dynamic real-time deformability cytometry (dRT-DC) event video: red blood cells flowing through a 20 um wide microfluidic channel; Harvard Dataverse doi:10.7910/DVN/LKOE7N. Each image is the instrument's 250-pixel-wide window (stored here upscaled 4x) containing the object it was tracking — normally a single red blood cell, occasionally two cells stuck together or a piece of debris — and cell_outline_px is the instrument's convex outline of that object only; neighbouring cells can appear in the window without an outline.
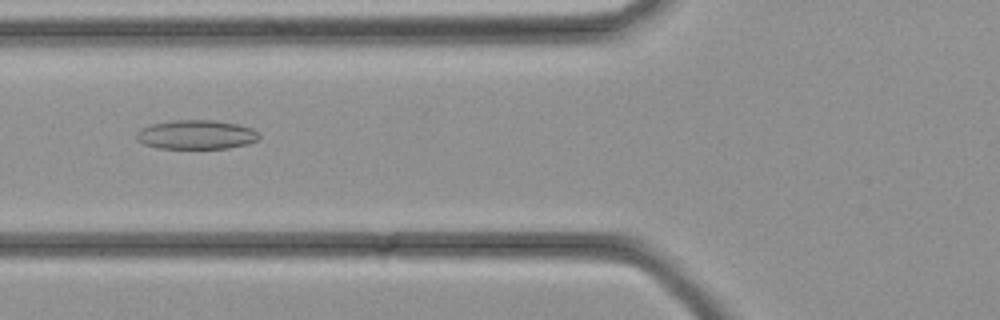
{"species": "common noctule bat (a hibernating species)", "species_latin": "Nyctalus noctula", "temperature_condition": "cold", "stored_images_in_passage": 34, "camera_frame_rate_fps": 3000, "um_per_image_px": 0.085, "animal": {"sex": "female", "body_mass_g": 21.9}, "frame": {"image": 1, "passage_image": 14, "time_ms": 4.333, "image_size_px": [1000, 320], "cell_outline_px": [[260, 136], [256, 140], [248, 144], [228, 148], [160, 148], [144, 144], [136, 140], [136, 132], [140, 128], [152, 124], [172, 120], [216, 120], [240, 124], [252, 128], [260, 132]], "centroid_in_image_um": [16.7, 11.43], "position_along_channel_um": 109.1, "area_um2": 21.04}}
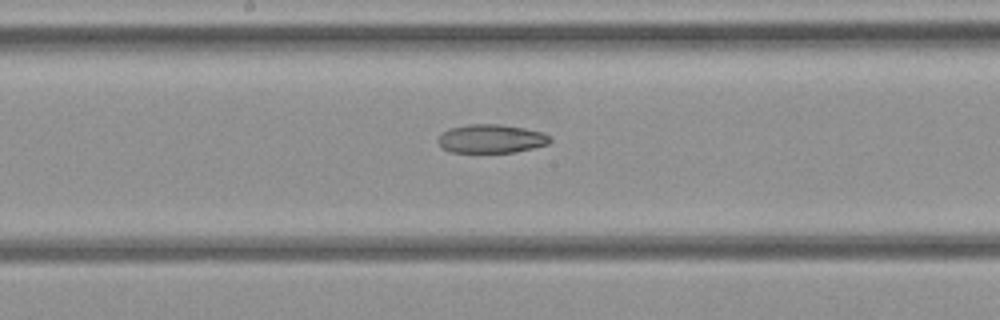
{"frame": {"image": 2, "passage_image": 19, "time_ms": 6.0, "image_size_px": [1000, 320], "cell_outline_px": [[552, 140], [548, 144], [516, 152], [452, 152], [440, 148], [436, 140], [440, 132], [448, 128], [468, 124], [500, 124], [524, 128], [544, 132], [552, 136]], "centroid_in_image_um": [41.72, 11.78], "position_along_channel_um": 206.5, "area_um2": 19.07}}
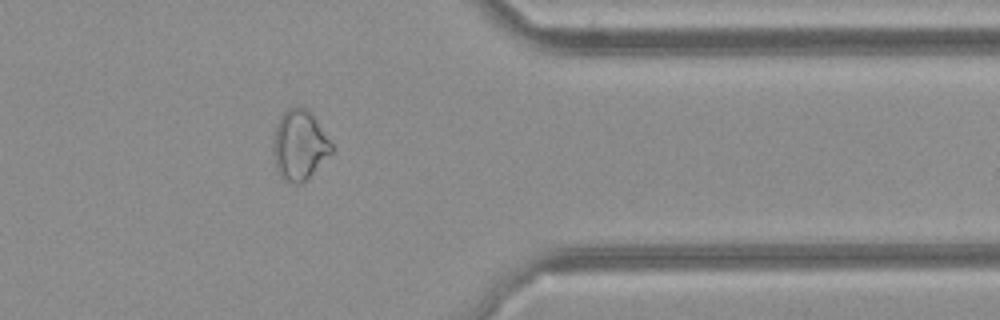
{"frame": {"image": 3, "passage_image": 29, "time_ms": 9.333, "image_size_px": [1000, 320], "cell_outline_px": [[332, 152], [300, 184], [288, 184], [280, 176], [276, 168], [272, 152], [272, 136], [276, 124], [280, 116], [288, 108], [308, 108], [332, 144]], "centroid_in_image_um": [25.39, 12.34], "position_along_channel_um": 386.0, "area_um2": 23.64}}